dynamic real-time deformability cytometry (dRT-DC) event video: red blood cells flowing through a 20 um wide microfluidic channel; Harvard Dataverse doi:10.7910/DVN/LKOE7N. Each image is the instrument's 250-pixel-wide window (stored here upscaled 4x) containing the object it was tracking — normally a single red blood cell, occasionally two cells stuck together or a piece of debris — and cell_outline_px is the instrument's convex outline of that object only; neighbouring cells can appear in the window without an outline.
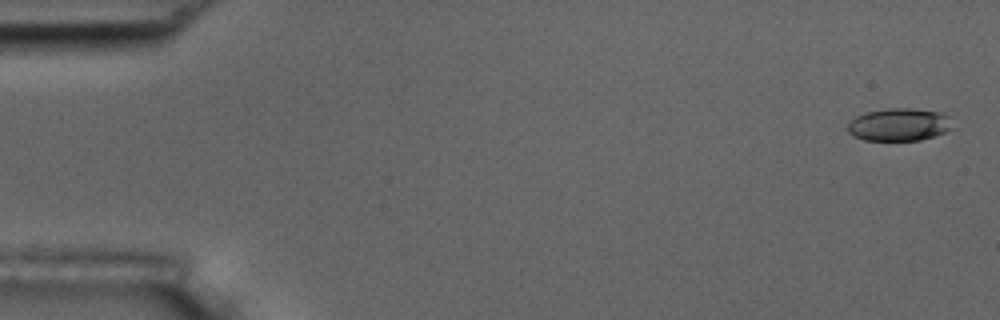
{"species": "common noctule bat (a hibernating species)", "species_latin": "Nyctalus noctula", "temperature_condition": "room temperature", "stored_images_in_passage": 6, "camera_frame_rate_fps": 3000, "um_per_image_px": 0.085, "animal": {"sex": "male", "body_mass_g": 17.5, "forearm_length_mm": 52.3}, "frame": {"image": 1, "passage_image": 1, "time_ms": 0.0, "image_size_px": [1000, 320], "cell_outline_px": [[952, 128], [944, 132], [920, 140], [864, 140], [852, 136], [848, 132], [848, 124], [856, 116], [868, 112], [888, 108], [912, 108], [940, 112], [948, 116]], "centroid_in_image_um": [76.4, 10.59], "position_along_channel_um": 8.6, "area_um2": 19.77}}
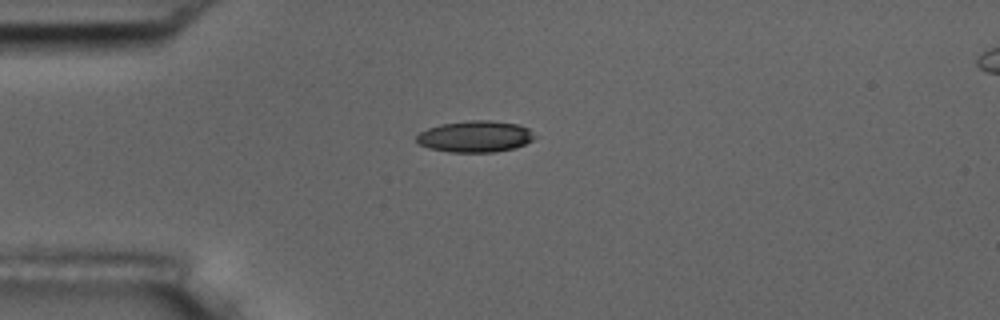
{"frame": {"image": 2, "passage_image": 5, "time_ms": 1.333, "image_size_px": [1000, 320], "cell_outline_px": [[536, 136], [532, 140], [516, 148], [496, 152], [448, 152], [428, 148], [420, 144], [416, 140], [416, 136], [420, 132], [428, 128], [440, 124], [468, 120], [492, 120], [516, 124], [528, 128]], "centroid_in_image_um": [40.38, 11.6], "position_along_channel_um": 44.6, "area_um2": 21.73}}